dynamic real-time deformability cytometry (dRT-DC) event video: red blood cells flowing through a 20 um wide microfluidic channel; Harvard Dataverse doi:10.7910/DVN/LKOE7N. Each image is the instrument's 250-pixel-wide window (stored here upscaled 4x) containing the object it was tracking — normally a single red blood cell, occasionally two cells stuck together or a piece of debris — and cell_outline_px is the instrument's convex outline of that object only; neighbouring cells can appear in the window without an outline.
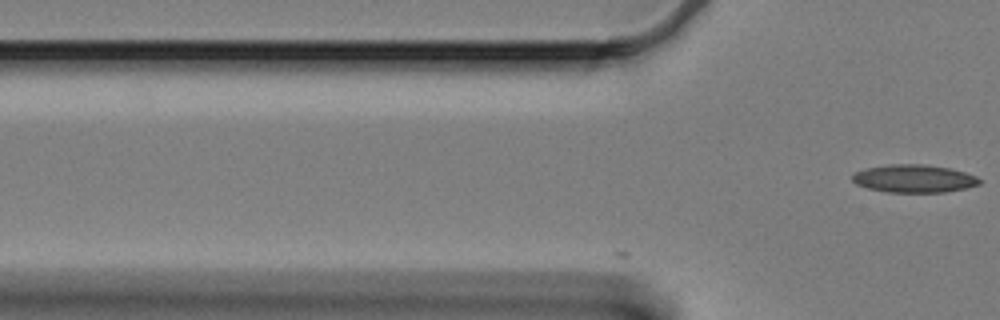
{"species": "Egyptian fruit bat (a non-hibernating species)", "species_latin": "Rousettus aegyptiacus", "temperature_condition": "cold", "stored_images_in_passage": 3, "camera_frame_rate_fps": 3000, "um_per_image_px": 0.085, "animal": {"sex": "female"}, "frame": {"image": 1, "passage_image": 3, "time_ms": 0.667, "image_size_px": [1000, 320], "cell_outline_px": [[984, 180], [980, 184], [964, 188], [944, 192], [888, 192], [868, 188], [856, 184], [852, 180], [852, 176], [856, 172], [864, 168], [888, 164], [924, 164], [952, 168], [976, 176]], "centroid_in_image_um": [77.7, 15.17], "position_along_channel_um": 48.1, "area_um2": 20.75}}